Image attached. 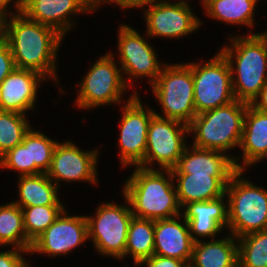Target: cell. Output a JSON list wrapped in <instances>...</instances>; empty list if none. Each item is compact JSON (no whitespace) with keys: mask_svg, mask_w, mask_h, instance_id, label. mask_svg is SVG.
<instances>
[{"mask_svg":"<svg viewBox=\"0 0 267 267\" xmlns=\"http://www.w3.org/2000/svg\"><path fill=\"white\" fill-rule=\"evenodd\" d=\"M0 35L10 47L16 68L39 72L60 86L57 56L65 37L57 30L29 20L23 13H11Z\"/></svg>","mask_w":267,"mask_h":267,"instance_id":"1","label":"cell"},{"mask_svg":"<svg viewBox=\"0 0 267 267\" xmlns=\"http://www.w3.org/2000/svg\"><path fill=\"white\" fill-rule=\"evenodd\" d=\"M228 35L219 51L227 59L236 100L250 104L267 83V34L263 31Z\"/></svg>","mask_w":267,"mask_h":267,"instance_id":"2","label":"cell"},{"mask_svg":"<svg viewBox=\"0 0 267 267\" xmlns=\"http://www.w3.org/2000/svg\"><path fill=\"white\" fill-rule=\"evenodd\" d=\"M121 194L129 201L134 217L161 220L182 213L170 169L133 167Z\"/></svg>","mask_w":267,"mask_h":267,"instance_id":"3","label":"cell"},{"mask_svg":"<svg viewBox=\"0 0 267 267\" xmlns=\"http://www.w3.org/2000/svg\"><path fill=\"white\" fill-rule=\"evenodd\" d=\"M248 103L233 102L197 114L189 125L193 146L229 153L238 149L241 143L244 118Z\"/></svg>","mask_w":267,"mask_h":267,"instance_id":"4","label":"cell"},{"mask_svg":"<svg viewBox=\"0 0 267 267\" xmlns=\"http://www.w3.org/2000/svg\"><path fill=\"white\" fill-rule=\"evenodd\" d=\"M246 170H237L226 186L228 232L239 238L267 229V189L257 186Z\"/></svg>","mask_w":267,"mask_h":267,"instance_id":"5","label":"cell"},{"mask_svg":"<svg viewBox=\"0 0 267 267\" xmlns=\"http://www.w3.org/2000/svg\"><path fill=\"white\" fill-rule=\"evenodd\" d=\"M113 52L115 51L109 50L103 54L104 56H99L92 67H89L85 77L77 82L79 89L74 90L77 94L74 101L77 109L85 111L107 105L110 108V105L124 104L135 95L130 93L128 100L124 98L130 88L125 84L121 67L118 66Z\"/></svg>","mask_w":267,"mask_h":267,"instance_id":"6","label":"cell"},{"mask_svg":"<svg viewBox=\"0 0 267 267\" xmlns=\"http://www.w3.org/2000/svg\"><path fill=\"white\" fill-rule=\"evenodd\" d=\"M152 95L160 105L156 116L169 118L189 126L197 115L194 106L192 61L166 63L156 81L150 86Z\"/></svg>","mask_w":267,"mask_h":267,"instance_id":"7","label":"cell"},{"mask_svg":"<svg viewBox=\"0 0 267 267\" xmlns=\"http://www.w3.org/2000/svg\"><path fill=\"white\" fill-rule=\"evenodd\" d=\"M190 2L162 0H134L126 9L142 10L146 35L150 39L179 40L196 33L203 19L195 15ZM147 7V8H146ZM142 8V9H141ZM145 17V18H144Z\"/></svg>","mask_w":267,"mask_h":267,"instance_id":"8","label":"cell"},{"mask_svg":"<svg viewBox=\"0 0 267 267\" xmlns=\"http://www.w3.org/2000/svg\"><path fill=\"white\" fill-rule=\"evenodd\" d=\"M124 204L117 201L101 202L95 215H86L88 240L94 250L103 257L124 260L127 233L134 217L128 199L122 194ZM126 202V203H125Z\"/></svg>","mask_w":267,"mask_h":267,"instance_id":"9","label":"cell"},{"mask_svg":"<svg viewBox=\"0 0 267 267\" xmlns=\"http://www.w3.org/2000/svg\"><path fill=\"white\" fill-rule=\"evenodd\" d=\"M144 34L123 22L119 24L117 30L116 54L119 56L117 57V62L121 67L125 84L132 89L134 94L140 93L134 87V83L138 79L147 78V84L149 83L151 86L156 81L162 67L166 64L159 60L157 51H155L156 48L148 41L150 38L146 33Z\"/></svg>","mask_w":267,"mask_h":267,"instance_id":"10","label":"cell"},{"mask_svg":"<svg viewBox=\"0 0 267 267\" xmlns=\"http://www.w3.org/2000/svg\"><path fill=\"white\" fill-rule=\"evenodd\" d=\"M215 54L208 61L192 62L196 114L236 100L232 89L230 65L220 51Z\"/></svg>","mask_w":267,"mask_h":267,"instance_id":"11","label":"cell"},{"mask_svg":"<svg viewBox=\"0 0 267 267\" xmlns=\"http://www.w3.org/2000/svg\"><path fill=\"white\" fill-rule=\"evenodd\" d=\"M143 102L140 94H135L129 101L120 105L122 110L119 111L122 115L116 145H118L117 152L120 153L122 169L137 167L144 161L148 126L155 114L154 108Z\"/></svg>","mask_w":267,"mask_h":267,"instance_id":"12","label":"cell"},{"mask_svg":"<svg viewBox=\"0 0 267 267\" xmlns=\"http://www.w3.org/2000/svg\"><path fill=\"white\" fill-rule=\"evenodd\" d=\"M188 136L189 126L186 124L154 115L148 126L144 161L139 166L146 169L174 168L188 145Z\"/></svg>","mask_w":267,"mask_h":267,"instance_id":"13","label":"cell"},{"mask_svg":"<svg viewBox=\"0 0 267 267\" xmlns=\"http://www.w3.org/2000/svg\"><path fill=\"white\" fill-rule=\"evenodd\" d=\"M99 150L98 147L87 151L82 150L70 139L58 141L46 174L59 188L65 182L68 184L87 182V184L97 186L99 185L97 169L100 162Z\"/></svg>","mask_w":267,"mask_h":267,"instance_id":"14","label":"cell"},{"mask_svg":"<svg viewBox=\"0 0 267 267\" xmlns=\"http://www.w3.org/2000/svg\"><path fill=\"white\" fill-rule=\"evenodd\" d=\"M67 208L60 216L32 243L30 255L40 254L59 257L68 256L77 247L88 240V224L83 214H68Z\"/></svg>","mask_w":267,"mask_h":267,"instance_id":"15","label":"cell"},{"mask_svg":"<svg viewBox=\"0 0 267 267\" xmlns=\"http://www.w3.org/2000/svg\"><path fill=\"white\" fill-rule=\"evenodd\" d=\"M44 81L48 82L39 72L15 68L0 84V111L27 115L38 109L39 87Z\"/></svg>","mask_w":267,"mask_h":267,"instance_id":"16","label":"cell"},{"mask_svg":"<svg viewBox=\"0 0 267 267\" xmlns=\"http://www.w3.org/2000/svg\"><path fill=\"white\" fill-rule=\"evenodd\" d=\"M181 214L188 222L194 242L216 239L228 226L226 194L214 200L186 204Z\"/></svg>","mask_w":267,"mask_h":267,"instance_id":"17","label":"cell"},{"mask_svg":"<svg viewBox=\"0 0 267 267\" xmlns=\"http://www.w3.org/2000/svg\"><path fill=\"white\" fill-rule=\"evenodd\" d=\"M22 13L29 20L54 28L65 38L77 27L75 15H91L77 0H26Z\"/></svg>","mask_w":267,"mask_h":267,"instance_id":"18","label":"cell"},{"mask_svg":"<svg viewBox=\"0 0 267 267\" xmlns=\"http://www.w3.org/2000/svg\"><path fill=\"white\" fill-rule=\"evenodd\" d=\"M194 241L182 214L154 221V253L185 261L192 258Z\"/></svg>","mask_w":267,"mask_h":267,"instance_id":"19","label":"cell"},{"mask_svg":"<svg viewBox=\"0 0 267 267\" xmlns=\"http://www.w3.org/2000/svg\"><path fill=\"white\" fill-rule=\"evenodd\" d=\"M239 149L242 154L233 155L237 170H248L250 166L267 159V113L253 108L250 104L245 113Z\"/></svg>","mask_w":267,"mask_h":267,"instance_id":"20","label":"cell"},{"mask_svg":"<svg viewBox=\"0 0 267 267\" xmlns=\"http://www.w3.org/2000/svg\"><path fill=\"white\" fill-rule=\"evenodd\" d=\"M189 145L177 165L170 169L172 174L232 177L237 171L234 160L229 154L219 150L198 148L191 143Z\"/></svg>","mask_w":267,"mask_h":267,"instance_id":"21","label":"cell"},{"mask_svg":"<svg viewBox=\"0 0 267 267\" xmlns=\"http://www.w3.org/2000/svg\"><path fill=\"white\" fill-rule=\"evenodd\" d=\"M180 206L191 202L210 201L226 193L231 177L211 175L172 174Z\"/></svg>","mask_w":267,"mask_h":267,"instance_id":"22","label":"cell"},{"mask_svg":"<svg viewBox=\"0 0 267 267\" xmlns=\"http://www.w3.org/2000/svg\"><path fill=\"white\" fill-rule=\"evenodd\" d=\"M189 267H238V239L232 234L194 242Z\"/></svg>","mask_w":267,"mask_h":267,"instance_id":"23","label":"cell"},{"mask_svg":"<svg viewBox=\"0 0 267 267\" xmlns=\"http://www.w3.org/2000/svg\"><path fill=\"white\" fill-rule=\"evenodd\" d=\"M18 197L12 200L20 208L48 205H65L59 197L60 188L46 173L17 176Z\"/></svg>","mask_w":267,"mask_h":267,"instance_id":"24","label":"cell"},{"mask_svg":"<svg viewBox=\"0 0 267 267\" xmlns=\"http://www.w3.org/2000/svg\"><path fill=\"white\" fill-rule=\"evenodd\" d=\"M258 3L257 0H203L201 6L205 15L214 21L253 30L256 27L255 10Z\"/></svg>","mask_w":267,"mask_h":267,"instance_id":"25","label":"cell"},{"mask_svg":"<svg viewBox=\"0 0 267 267\" xmlns=\"http://www.w3.org/2000/svg\"><path fill=\"white\" fill-rule=\"evenodd\" d=\"M14 247L30 251L32 243L27 239L22 209L12 201L0 205V247Z\"/></svg>","mask_w":267,"mask_h":267,"instance_id":"26","label":"cell"},{"mask_svg":"<svg viewBox=\"0 0 267 267\" xmlns=\"http://www.w3.org/2000/svg\"><path fill=\"white\" fill-rule=\"evenodd\" d=\"M154 253V221L133 217L128 233L124 259L133 260V266L137 267L144 259Z\"/></svg>","mask_w":267,"mask_h":267,"instance_id":"27","label":"cell"},{"mask_svg":"<svg viewBox=\"0 0 267 267\" xmlns=\"http://www.w3.org/2000/svg\"><path fill=\"white\" fill-rule=\"evenodd\" d=\"M27 117L18 112L0 111V158L23 142L25 134L32 127Z\"/></svg>","mask_w":267,"mask_h":267,"instance_id":"28","label":"cell"},{"mask_svg":"<svg viewBox=\"0 0 267 267\" xmlns=\"http://www.w3.org/2000/svg\"><path fill=\"white\" fill-rule=\"evenodd\" d=\"M238 239V267H267V229Z\"/></svg>","mask_w":267,"mask_h":267,"instance_id":"29","label":"cell"},{"mask_svg":"<svg viewBox=\"0 0 267 267\" xmlns=\"http://www.w3.org/2000/svg\"><path fill=\"white\" fill-rule=\"evenodd\" d=\"M66 205L21 208L27 239L33 243L66 209Z\"/></svg>","mask_w":267,"mask_h":267,"instance_id":"30","label":"cell"},{"mask_svg":"<svg viewBox=\"0 0 267 267\" xmlns=\"http://www.w3.org/2000/svg\"><path fill=\"white\" fill-rule=\"evenodd\" d=\"M58 143L50 136L32 126L29 130L30 164H35V175L46 173L51 165L55 146Z\"/></svg>","mask_w":267,"mask_h":267,"instance_id":"31","label":"cell"},{"mask_svg":"<svg viewBox=\"0 0 267 267\" xmlns=\"http://www.w3.org/2000/svg\"><path fill=\"white\" fill-rule=\"evenodd\" d=\"M1 170L17 172V176L35 175V164H30L29 131L25 134L23 142L0 158Z\"/></svg>","mask_w":267,"mask_h":267,"instance_id":"32","label":"cell"},{"mask_svg":"<svg viewBox=\"0 0 267 267\" xmlns=\"http://www.w3.org/2000/svg\"><path fill=\"white\" fill-rule=\"evenodd\" d=\"M30 255V251L10 247V249L0 250V267H27L31 261L25 257Z\"/></svg>","mask_w":267,"mask_h":267,"instance_id":"33","label":"cell"},{"mask_svg":"<svg viewBox=\"0 0 267 267\" xmlns=\"http://www.w3.org/2000/svg\"><path fill=\"white\" fill-rule=\"evenodd\" d=\"M15 68L10 47L0 35V84Z\"/></svg>","mask_w":267,"mask_h":267,"instance_id":"34","label":"cell"},{"mask_svg":"<svg viewBox=\"0 0 267 267\" xmlns=\"http://www.w3.org/2000/svg\"><path fill=\"white\" fill-rule=\"evenodd\" d=\"M188 267L189 265L182 260L170 257H164L153 254L151 257L144 259L137 267Z\"/></svg>","mask_w":267,"mask_h":267,"instance_id":"35","label":"cell"},{"mask_svg":"<svg viewBox=\"0 0 267 267\" xmlns=\"http://www.w3.org/2000/svg\"><path fill=\"white\" fill-rule=\"evenodd\" d=\"M90 14L98 12L101 5H116L124 10L115 0H77Z\"/></svg>","mask_w":267,"mask_h":267,"instance_id":"36","label":"cell"},{"mask_svg":"<svg viewBox=\"0 0 267 267\" xmlns=\"http://www.w3.org/2000/svg\"><path fill=\"white\" fill-rule=\"evenodd\" d=\"M25 2L26 0H0V7L6 14L22 13L25 7Z\"/></svg>","mask_w":267,"mask_h":267,"instance_id":"37","label":"cell"},{"mask_svg":"<svg viewBox=\"0 0 267 267\" xmlns=\"http://www.w3.org/2000/svg\"><path fill=\"white\" fill-rule=\"evenodd\" d=\"M250 105L261 112L267 113V83L263 86Z\"/></svg>","mask_w":267,"mask_h":267,"instance_id":"38","label":"cell"},{"mask_svg":"<svg viewBox=\"0 0 267 267\" xmlns=\"http://www.w3.org/2000/svg\"><path fill=\"white\" fill-rule=\"evenodd\" d=\"M6 17H7V14L0 7V33H1L3 26L5 24Z\"/></svg>","mask_w":267,"mask_h":267,"instance_id":"39","label":"cell"},{"mask_svg":"<svg viewBox=\"0 0 267 267\" xmlns=\"http://www.w3.org/2000/svg\"><path fill=\"white\" fill-rule=\"evenodd\" d=\"M123 9H126L134 0H115Z\"/></svg>","mask_w":267,"mask_h":267,"instance_id":"40","label":"cell"},{"mask_svg":"<svg viewBox=\"0 0 267 267\" xmlns=\"http://www.w3.org/2000/svg\"><path fill=\"white\" fill-rule=\"evenodd\" d=\"M162 1H168V0H162ZM169 1H172V0H169ZM174 1L187 2L188 3L189 0H174ZM199 2H200V5H201L203 0H200Z\"/></svg>","mask_w":267,"mask_h":267,"instance_id":"41","label":"cell"}]
</instances>
